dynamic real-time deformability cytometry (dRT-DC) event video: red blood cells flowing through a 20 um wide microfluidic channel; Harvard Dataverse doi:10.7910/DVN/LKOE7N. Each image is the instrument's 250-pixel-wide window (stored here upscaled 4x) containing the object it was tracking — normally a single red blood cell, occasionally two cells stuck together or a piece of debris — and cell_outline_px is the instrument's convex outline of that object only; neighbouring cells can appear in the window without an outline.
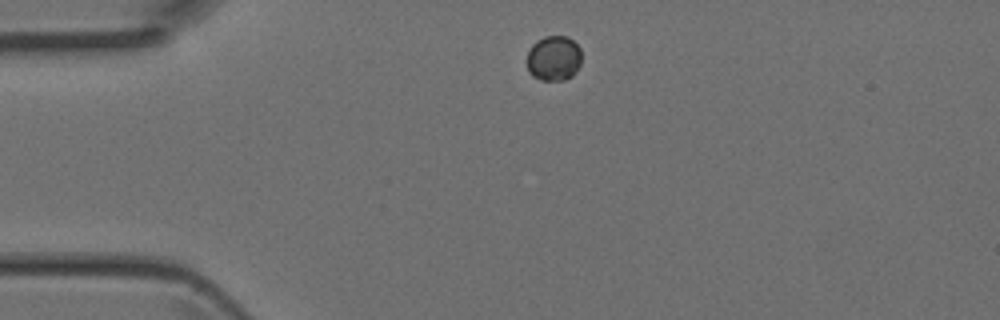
{"species": "Egyptian fruit bat (a non-hibernating species)", "species_latin": "Rousettus aegyptiacus", "temperature_condition": "room temperature", "stored_images_in_passage": 3, "camera_frame_rate_fps": 3000, "um_per_image_px": 0.085, "animal": {"sex": "female"}, "frame": {"image": 1, "passage_image": 1, "time_ms": 0.0, "image_size_px": [1000, 320], "cell_outline_px": [[580, 64], [572, 76], [564, 80], [540, 80], [532, 76], [528, 72], [528, 48], [536, 40], [544, 36], [568, 36], [580, 48]], "centroid_in_image_um": [47.04, 4.94], "position_along_channel_um": 38.0, "area_um2": 14.45}}